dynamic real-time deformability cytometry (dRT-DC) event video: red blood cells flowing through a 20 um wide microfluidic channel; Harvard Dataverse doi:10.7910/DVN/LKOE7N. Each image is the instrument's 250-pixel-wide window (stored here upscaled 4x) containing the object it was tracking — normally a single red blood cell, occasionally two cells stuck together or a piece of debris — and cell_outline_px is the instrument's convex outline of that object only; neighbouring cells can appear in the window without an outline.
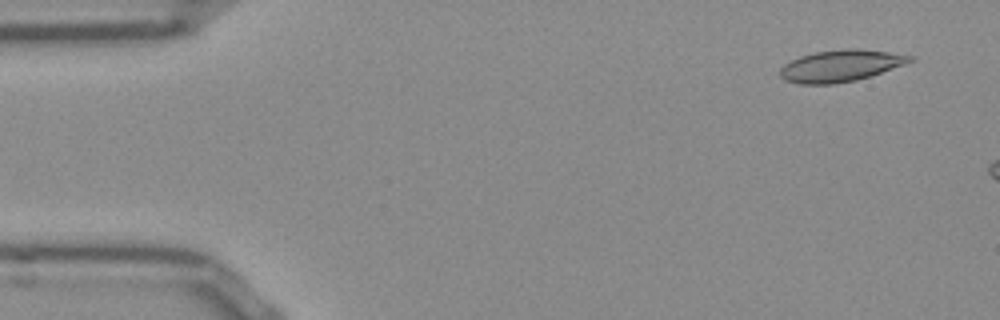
{"species": "Egyptian fruit bat (a non-hibernating species)", "species_latin": "Rousettus aegyptiacus", "temperature_condition": "room temperature", "stored_images_in_passage": 8, "camera_frame_rate_fps": 3000, "um_per_image_px": 0.085, "frame": {"image": 1, "passage_image": 3, "time_ms": 0.667, "image_size_px": [1000, 320], "cell_outline_px": [[916, 60], [872, 76], [856, 80], [832, 84], [800, 84], [784, 80], [780, 76], [780, 68], [784, 64], [800, 56], [816, 52], [844, 48], [856, 48], [888, 52], [916, 56]], "centroid_in_image_um": [71.48, 5.59], "position_along_channel_um": 13.5, "area_um2": 24.16}}